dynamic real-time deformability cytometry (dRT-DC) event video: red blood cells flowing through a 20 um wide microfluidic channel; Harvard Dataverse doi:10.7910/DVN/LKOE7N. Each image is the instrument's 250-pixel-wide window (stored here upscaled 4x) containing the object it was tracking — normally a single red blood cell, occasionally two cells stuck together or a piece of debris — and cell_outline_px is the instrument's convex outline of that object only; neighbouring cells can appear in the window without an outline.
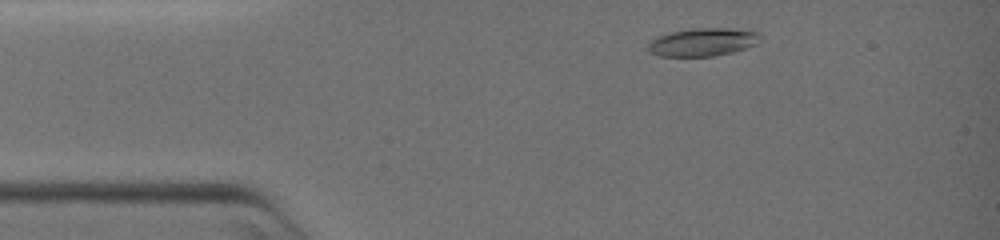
{"species": "common noctule bat (a hibernating species)", "species_latin": "Nyctalus noctula", "temperature_condition": "warm", "stored_images_in_passage": 51, "camera_frame_rate_fps": 3000, "um_per_image_px": 0.085, "animal": {"sex": "female", "body_mass_g": 19.0, "forearm_length_mm": 51.5}, "frame": {"image": 1, "passage_image": 5, "time_ms": 1.333, "image_size_px": [1000, 240], "cell_outline_px": [[760, 40], [756, 44], [732, 52], [712, 56], [660, 56], [648, 52], [648, 44], [652, 40], [660, 36], [672, 32], [692, 28], [728, 28], [760, 32]], "centroid_in_image_um": [59.74, 3.58], "position_along_channel_um": 25.3, "area_um2": 18.15}}
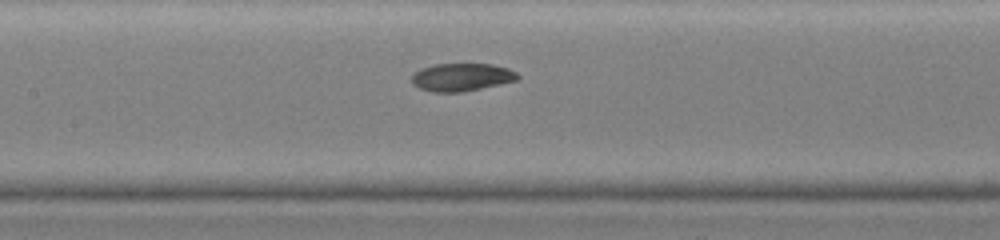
{"frame": {"image": 2, "passage_image": 24, "time_ms": 7.667, "image_size_px": [1000, 240], "cell_outline_px": [[520, 76], [516, 80], [464, 92], [432, 92], [420, 88], [412, 84], [412, 76], [416, 72], [424, 68], [436, 64], [492, 64], [508, 68], [516, 72]], "centroid_in_image_um": [39.25, 6.56], "position_along_channel_um": 168.1, "area_um2": 16.99}}
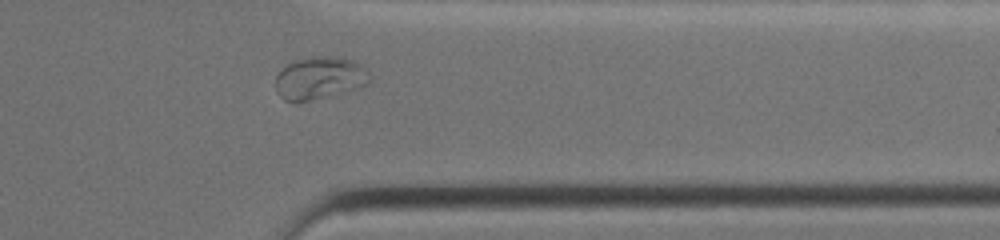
{"frame": {"image": 3, "passage_image": 45, "time_ms": 14.667, "image_size_px": [1000, 240], "cell_outline_px": [[368, 84], [360, 88], [308, 100], [284, 100], [276, 92], [276, 76], [288, 64], [296, 60], [328, 56], [336, 56], [360, 64], [368, 72]], "centroid_in_image_um": [27.17, 6.63], "position_along_channel_um": 384.2, "area_um2": 22.54}}